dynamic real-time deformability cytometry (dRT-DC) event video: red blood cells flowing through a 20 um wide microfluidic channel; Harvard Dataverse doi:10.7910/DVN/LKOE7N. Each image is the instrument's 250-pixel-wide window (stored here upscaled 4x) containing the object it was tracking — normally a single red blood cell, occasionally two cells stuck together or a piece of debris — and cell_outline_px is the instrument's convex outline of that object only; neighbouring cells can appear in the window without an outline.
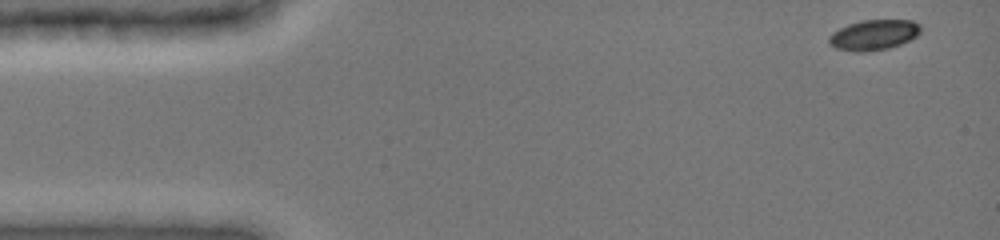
{"species": "common noctule bat (a hibernating species)", "species_latin": "Nyctalus noctula", "temperature_condition": "cold", "stored_images_in_passage": 14, "camera_frame_rate_fps": 3000, "um_per_image_px": 0.085, "animal": {"sex": "female", "body_mass_g": 19.0, "forearm_length_mm": 51.5}, "frame": {"image": 1, "passage_image": 1, "time_ms": 0.0, "image_size_px": [1000, 240], "cell_outline_px": [[920, 32], [916, 36], [900, 44], [888, 48], [864, 52], [852, 52], [836, 48], [828, 44], [828, 36], [832, 32], [848, 24], [864, 20], [912, 20], [920, 24]], "centroid_in_image_um": [74.23, 2.97], "position_along_channel_um": 10.8, "area_um2": 16.24}}
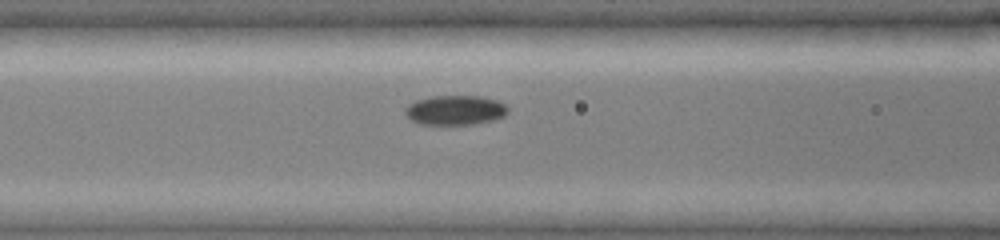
{"frame": {"image": 2, "passage_image": 10, "time_ms": 5.667, "image_size_px": [1000, 240], "cell_outline_px": [[508, 112], [504, 116], [492, 120], [472, 124], [420, 124], [412, 120], [404, 112], [404, 108], [408, 104], [416, 100], [432, 96], [480, 96], [496, 100], [504, 104], [508, 108]], "centroid_in_image_um": [38.67, 9.35], "position_along_channel_um": 127.9, "area_um2": 17.63}}
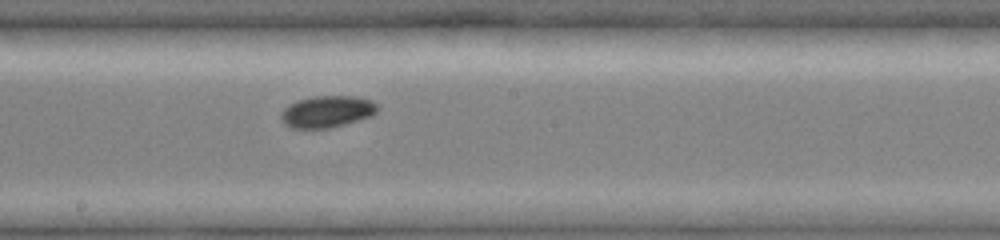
{"frame": {"image": 3, "passage_image": 14, "time_ms": 8.0, "image_size_px": [1000, 240], "cell_outline_px": [[376, 112], [372, 116], [344, 124], [328, 128], [292, 128], [284, 124], [280, 116], [280, 112], [288, 104], [296, 100], [312, 96], [352, 96], [372, 100], [376, 104]], "centroid_in_image_um": [27.75, 9.48], "position_along_channel_um": 220.4, "area_um2": 17.86}}